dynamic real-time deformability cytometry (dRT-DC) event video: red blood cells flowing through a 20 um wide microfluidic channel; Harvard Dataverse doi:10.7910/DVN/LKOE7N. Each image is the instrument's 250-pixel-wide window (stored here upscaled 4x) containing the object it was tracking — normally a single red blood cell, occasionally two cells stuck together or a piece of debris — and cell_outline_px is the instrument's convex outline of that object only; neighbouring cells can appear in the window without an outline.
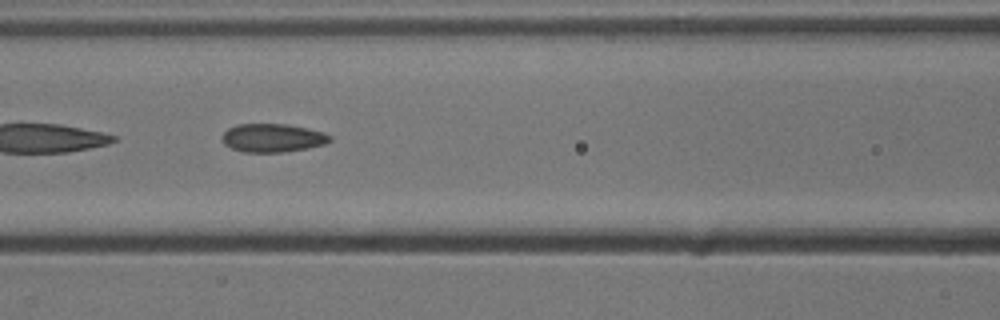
{"species": "common noctule bat (a hibernating species)", "species_latin": "Nyctalus noctula", "temperature_condition": "cold", "stored_images_in_passage": 18, "camera_frame_rate_fps": 3000, "um_per_image_px": 0.085, "animal": {"sex": "male", "body_mass_g": 13.3}, "frame": {"image": 1, "passage_image": 8, "time_ms": 2.333, "image_size_px": [1000, 320], "cell_outline_px": [[332, 140], [324, 144], [308, 148], [280, 152], [244, 152], [232, 148], [224, 144], [224, 132], [228, 128], [236, 124], [284, 124], [308, 128], [332, 136]], "centroid_in_image_um": [23.18, 11.72], "position_along_channel_um": 143.4, "area_um2": 17.63}}